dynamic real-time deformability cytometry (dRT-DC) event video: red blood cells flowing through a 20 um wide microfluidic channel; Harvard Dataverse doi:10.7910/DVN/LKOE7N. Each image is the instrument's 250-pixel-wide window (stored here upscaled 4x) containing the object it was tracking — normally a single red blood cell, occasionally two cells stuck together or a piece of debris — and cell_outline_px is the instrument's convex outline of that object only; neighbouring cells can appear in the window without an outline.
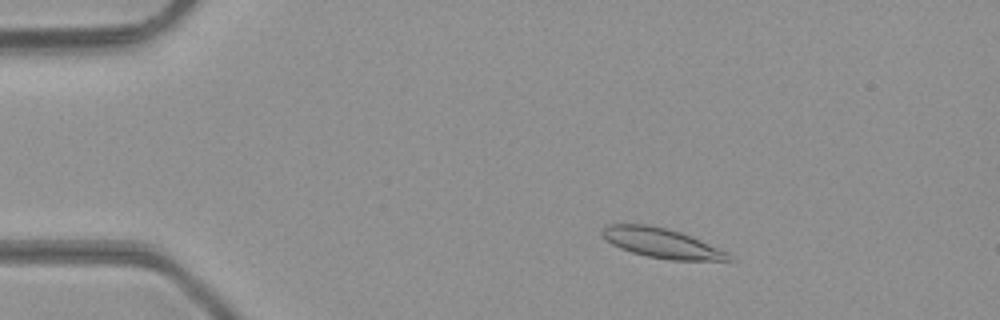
{"species": "common noctule bat (a hibernating species)", "species_latin": "Nyctalus noctula", "temperature_condition": "room temperature", "stored_images_in_passage": 47, "camera_frame_rate_fps": 3000, "um_per_image_px": 0.085, "animal": {"sex": "male", "body_mass_g": 23.1, "forearm_length_mm": 52.7}, "frame": {"image": 1, "passage_image": 7, "time_ms": 2.0, "image_size_px": [1000, 320], "cell_outline_px": [[736, 260], [672, 260], [648, 256], [632, 252], [620, 248], [612, 244], [600, 232], [604, 224], [648, 224], [668, 228], [680, 232], [700, 240], [728, 252]], "centroid_in_image_um": [56.23, 20.65], "position_along_channel_um": 28.8, "area_um2": 21.79}}
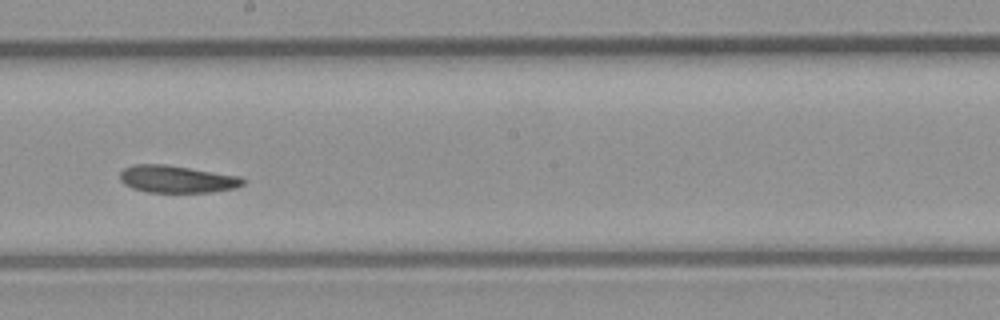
{"frame": {"image": 2, "passage_image": 26, "time_ms": 8.333, "image_size_px": [1000, 320], "cell_outline_px": [[244, 184], [236, 188], [212, 192], [148, 192], [132, 188], [124, 184], [120, 180], [120, 172], [124, 168], [132, 164], [164, 164], [240, 176], [244, 180]], "centroid_in_image_um": [15.01, 15.22], "position_along_channel_um": 233.2, "area_um2": 19.54}}
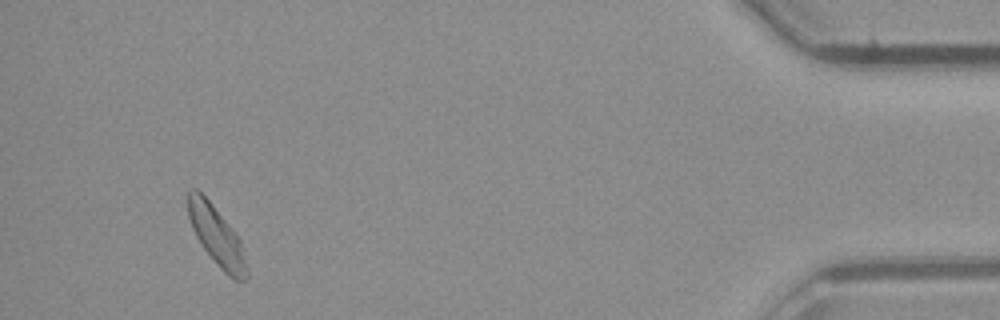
{"frame": {"image": 3, "passage_image": 44, "time_ms": 14.333, "image_size_px": [1000, 320], "cell_outline_px": [[248, 280], [236, 280], [228, 276], [220, 268], [204, 248], [196, 236], [192, 228], [188, 216], [188, 192], [192, 188], [196, 188], [212, 204], [228, 224], [240, 240], [248, 268]], "centroid_in_image_um": [18.42, 20.09], "position_along_channel_um": 416.8, "area_um2": 19.88}, "authors_computed_cell_mechanics": {"area_um2": 20.4034, "velocity_mm_per_s": 4.2711, "shape_relaxation_time_tau1_ms": 7.3116, "shape_relaxation_time_tau2_ms": null, "deformation_change_tau1": 0.1497, "deformation_change_tau2": null}}